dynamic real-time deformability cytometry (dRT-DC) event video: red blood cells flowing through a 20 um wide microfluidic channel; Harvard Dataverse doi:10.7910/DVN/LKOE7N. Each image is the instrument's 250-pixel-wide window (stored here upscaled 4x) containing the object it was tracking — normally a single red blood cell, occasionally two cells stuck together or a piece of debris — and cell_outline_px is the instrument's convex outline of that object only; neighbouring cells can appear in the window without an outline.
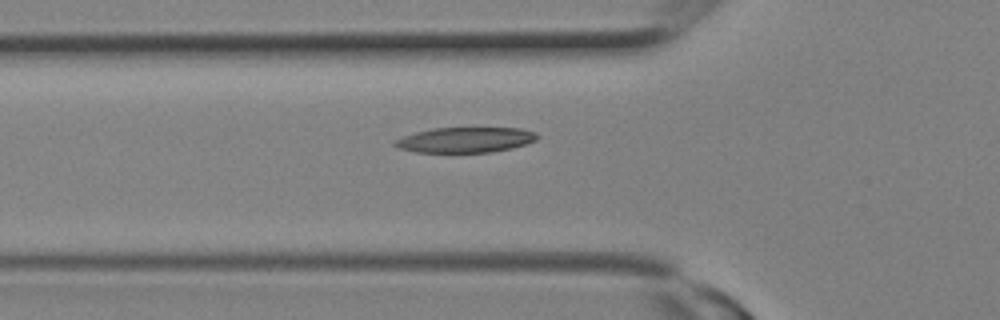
{"species": "Egyptian fruit bat (a non-hibernating species)", "species_latin": "Rousettus aegyptiacus", "temperature_condition": "room temperature", "stored_images_in_passage": 17, "camera_frame_rate_fps": 3000, "um_per_image_px": 0.085, "animal": {"sex": "female"}, "frame": {"image": 1, "passage_image": 3, "time_ms": 0.667, "image_size_px": [1000, 320], "cell_outline_px": [[540, 136], [536, 140], [512, 148], [492, 152], [416, 152], [400, 148], [392, 144], [392, 140], [416, 132], [432, 128], [520, 128], [536, 132]], "centroid_in_image_um": [39.55, 11.88], "position_along_channel_um": 86.2, "area_um2": 20.98}}
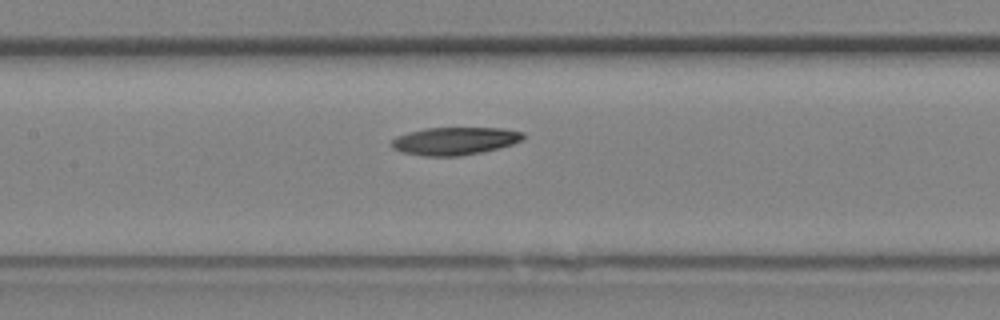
{"frame": {"image": 2, "passage_image": 6, "time_ms": 1.667, "image_size_px": [1000, 320], "cell_outline_px": [[524, 140], [512, 144], [480, 152], [460, 156], [424, 156], [400, 152], [392, 148], [392, 140], [396, 136], [408, 132], [424, 128], [504, 128], [524, 132]], "centroid_in_image_um": [38.64, 11.98], "position_along_channel_um": 168.8, "area_um2": 21.33}}
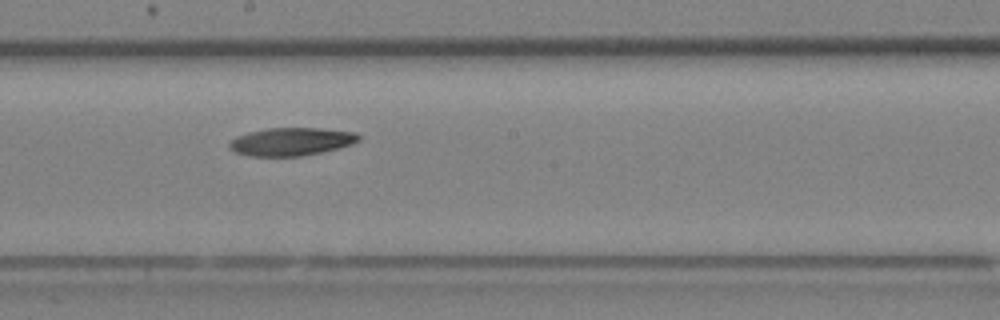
{"frame": {"image": 3, "passage_image": 8, "time_ms": 2.333, "image_size_px": [1000, 320], "cell_outline_px": [[360, 140], [352, 144], [320, 152], [300, 156], [248, 156], [236, 152], [228, 148], [228, 144], [236, 136], [248, 132], [268, 128], [320, 128], [356, 132], [360, 136]], "centroid_in_image_um": [24.74, 12.03], "position_along_channel_um": 223.5, "area_um2": 21.04}}